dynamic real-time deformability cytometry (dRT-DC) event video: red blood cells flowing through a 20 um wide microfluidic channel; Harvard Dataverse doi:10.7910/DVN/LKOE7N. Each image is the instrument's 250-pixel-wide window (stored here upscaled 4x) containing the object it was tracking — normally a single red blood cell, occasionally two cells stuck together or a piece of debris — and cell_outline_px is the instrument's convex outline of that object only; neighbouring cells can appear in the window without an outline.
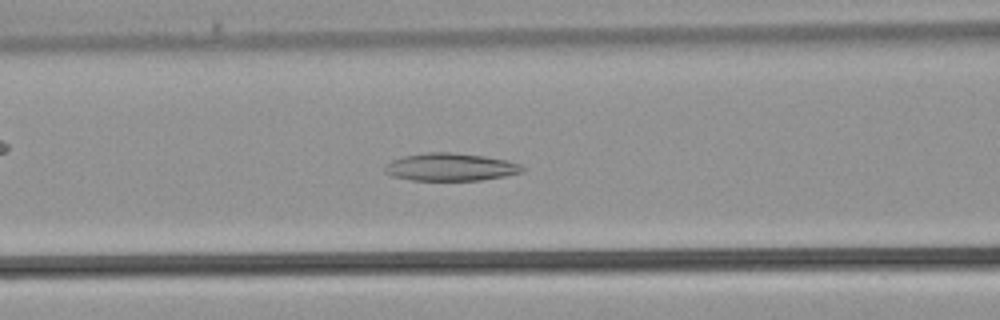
{"species": "common noctule bat (a hibernating species)", "species_latin": "Nyctalus noctula", "temperature_condition": "warm", "stored_images_in_passage": 36, "camera_frame_rate_fps": 3000, "um_per_image_px": 0.085, "animal": {"sex": "male", "body_mass_g": 21.5, "forearm_length_mm": 52.0}, "frame": {"image": 1, "passage_image": 14, "time_ms": 4.333, "image_size_px": [1000, 320], "cell_outline_px": [[524, 172], [504, 176], [480, 180], [412, 180], [392, 176], [384, 172], [384, 168], [392, 160], [404, 156], [428, 152], [448, 152], [484, 156], [508, 160], [520, 164], [524, 168]], "centroid_in_image_um": [38.31, 14.2], "position_along_channel_um": 128.3, "area_um2": 22.08}}
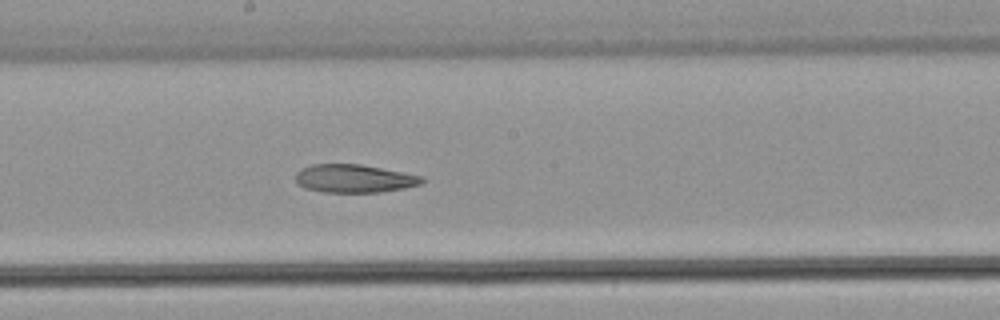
{"frame": {"image": 2, "passage_image": 19, "time_ms": 6.0, "image_size_px": [1000, 320], "cell_outline_px": [[424, 180], [420, 184], [404, 188], [380, 192], [324, 192], [304, 188], [296, 180], [296, 172], [300, 168], [312, 164], [360, 164], [424, 176]], "centroid_in_image_um": [30.1, 15.17], "position_along_channel_um": 218.1, "area_um2": 20.69}}
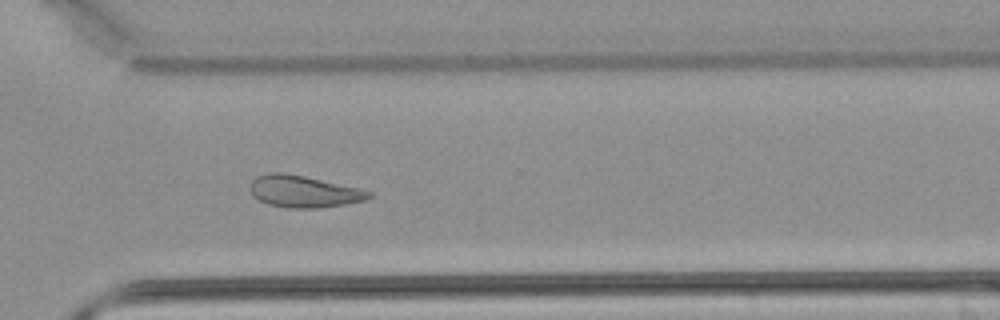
{"frame": {"image": 3, "passage_image": 26, "time_ms": 8.333, "image_size_px": [1000, 320], "cell_outline_px": [[376, 196], [364, 200], [344, 204], [320, 208], [288, 208], [268, 204], [252, 196], [248, 188], [248, 184], [256, 176], [268, 172], [284, 172], [304, 176], [360, 188], [372, 192]], "centroid_in_image_um": [25.78, 16.27], "position_along_channel_um": 344.8, "area_um2": 22.37}}